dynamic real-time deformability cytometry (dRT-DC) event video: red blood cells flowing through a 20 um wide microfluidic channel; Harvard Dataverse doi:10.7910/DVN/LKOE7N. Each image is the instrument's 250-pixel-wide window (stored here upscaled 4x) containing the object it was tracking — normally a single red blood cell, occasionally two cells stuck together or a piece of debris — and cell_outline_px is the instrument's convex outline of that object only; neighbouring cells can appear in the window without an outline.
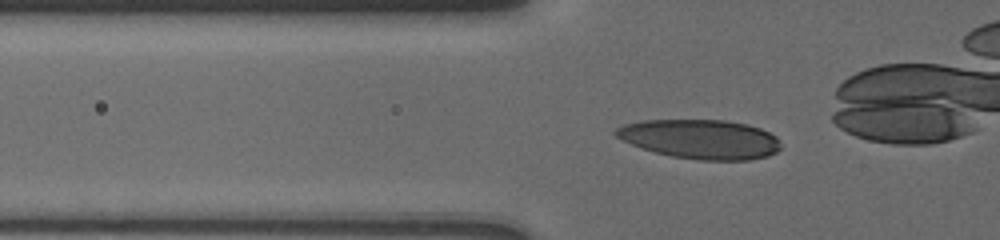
{"species": "human", "species_latin": "Homo sapiens", "temperature_condition": "cold", "stored_images_in_passage": 69, "camera_frame_rate_fps": 3000, "um_per_image_px": 0.085, "donor": {"sex": "male"}, "frame": {"image": 1, "passage_image": 28, "time_ms": 6.333, "image_size_px": [1000, 240], "cell_outline_px": [[780, 148], [776, 152], [768, 156], [748, 160], [700, 160], [672, 156], [656, 152], [632, 144], [616, 136], [612, 132], [616, 128], [624, 124], [644, 120], [724, 120], [748, 124], [760, 128], [776, 136], [780, 140]], "centroid_in_image_um": [59.56, 11.82], "position_along_channel_um": 66.2, "area_um2": 37.69}}
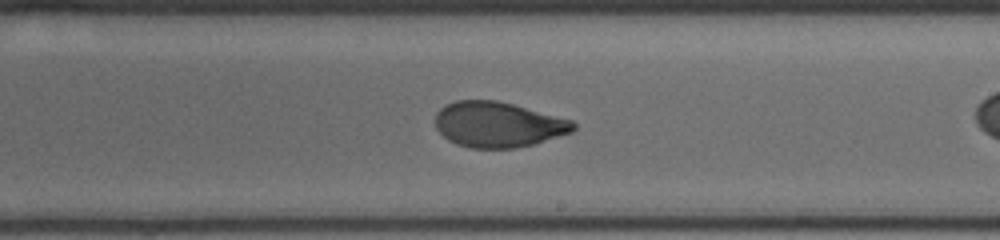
{"frame": {"image": 2, "passage_image": 49, "time_ms": 11.333, "image_size_px": [1000, 240], "cell_outline_px": [[576, 128], [572, 132], [532, 144], [516, 148], [468, 148], [456, 144], [448, 140], [436, 128], [436, 112], [440, 108], [456, 100], [496, 100], [512, 104], [572, 120], [576, 124]], "centroid_in_image_um": [42.32, 10.59], "position_along_channel_um": 246.7, "area_um2": 36.36}}
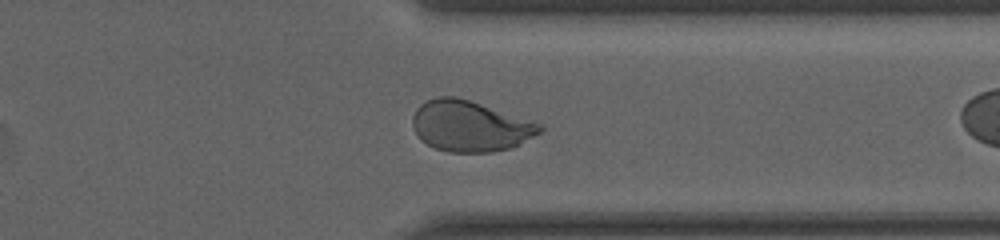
{"frame": {"image": 3, "passage_image": 63, "time_ms": 14.667, "image_size_px": [1000, 240], "cell_outline_px": [[544, 128], [540, 132], [520, 144], [508, 148], [492, 152], [448, 152], [436, 148], [420, 140], [412, 124], [412, 116], [416, 108], [420, 104], [436, 96], [456, 96], [544, 124]], "centroid_in_image_um": [39.95, 10.71], "position_along_channel_um": 371.5, "area_um2": 37.63}}